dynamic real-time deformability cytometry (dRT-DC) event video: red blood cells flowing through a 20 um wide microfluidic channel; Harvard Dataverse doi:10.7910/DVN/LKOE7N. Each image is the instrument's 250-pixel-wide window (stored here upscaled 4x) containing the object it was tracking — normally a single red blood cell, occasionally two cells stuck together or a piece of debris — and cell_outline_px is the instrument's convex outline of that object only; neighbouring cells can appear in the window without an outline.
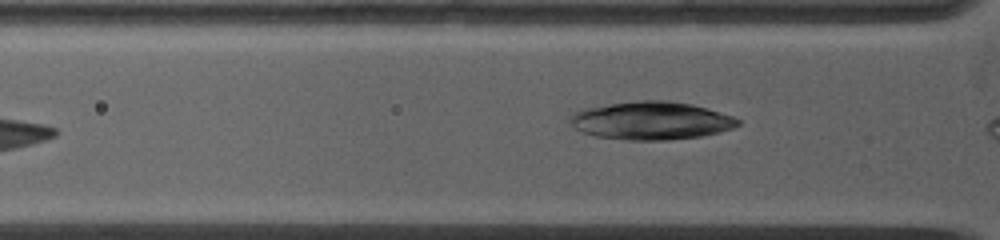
{"species": "common noctule bat (a hibernating species)", "species_latin": "Nyctalus noctula", "temperature_condition": "warm", "stored_images_in_passage": 5, "camera_frame_rate_fps": 5000, "um_per_image_px": 0.085, "animal": {"sex": "female", "body_mass_g": 19.0, "forearm_length_mm": 53.3}, "frame": {"image": 1, "passage_image": 2, "time_ms": 0.2, "image_size_px": [1000, 240], "cell_outline_px": [[740, 124], [732, 128], [720, 132], [700, 136], [668, 140], [628, 140], [596, 136], [584, 132], [576, 128], [568, 120], [580, 108], [608, 104], [640, 100], [668, 100], [692, 104], [732, 116], [740, 120]], "centroid_in_image_um": [55.35, 10.25], "position_along_channel_um": 70.5, "area_um2": 37.05}}